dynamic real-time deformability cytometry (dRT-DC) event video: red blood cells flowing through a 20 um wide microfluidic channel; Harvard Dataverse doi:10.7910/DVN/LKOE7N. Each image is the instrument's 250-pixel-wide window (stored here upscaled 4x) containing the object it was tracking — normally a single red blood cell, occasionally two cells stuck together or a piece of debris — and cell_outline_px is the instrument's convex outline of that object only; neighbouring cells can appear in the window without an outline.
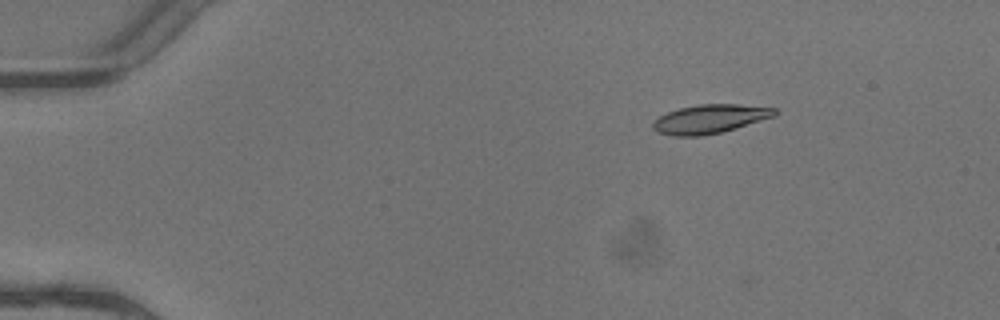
{"species": "common noctule bat (a hibernating species)", "species_latin": "Nyctalus noctula", "temperature_condition": "warm", "stored_images_in_passage": 5, "camera_frame_rate_fps": 3000, "um_per_image_px": 0.085, "animal": {"sex": "female"}, "frame": {"image": 1, "passage_image": 2, "time_ms": 0.333, "image_size_px": [1000, 320], "cell_outline_px": [[780, 112], [776, 116], [736, 128], [720, 132], [700, 136], [672, 136], [656, 132], [652, 128], [652, 124], [660, 116], [668, 112], [680, 108], [700, 104], [736, 104], [776, 108]], "centroid_in_image_um": [60.37, 10.11], "position_along_channel_um": 24.6, "area_um2": 20.46}}
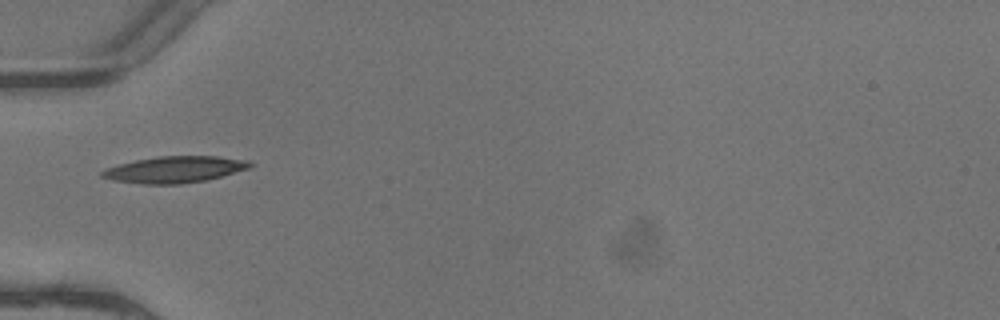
{"frame": {"image": 2, "passage_image": 5, "time_ms": 1.333, "image_size_px": [1000, 320], "cell_outline_px": [[252, 164], [248, 168], [220, 176], [204, 180], [180, 184], [144, 184], [112, 180], [100, 176], [100, 172], [108, 168], [120, 164], [136, 160], [156, 156], [216, 156], [248, 160]], "centroid_in_image_um": [14.81, 14.4], "position_along_channel_um": 70.2, "area_um2": 22.48}}